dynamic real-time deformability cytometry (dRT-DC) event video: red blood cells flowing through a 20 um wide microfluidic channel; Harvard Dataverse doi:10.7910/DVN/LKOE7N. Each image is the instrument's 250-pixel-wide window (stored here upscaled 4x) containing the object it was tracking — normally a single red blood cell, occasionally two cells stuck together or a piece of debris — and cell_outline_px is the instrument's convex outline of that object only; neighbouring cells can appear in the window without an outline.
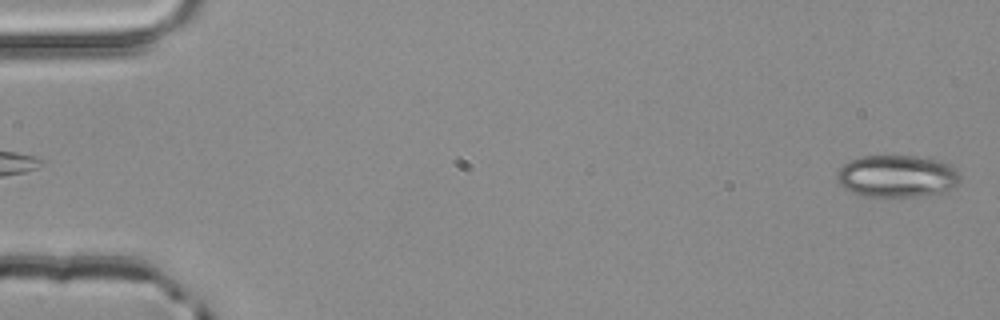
{"species": "common noctule bat (a hibernating species)", "species_latin": "Nyctalus noctula", "temperature_condition": "room temperature", "stored_images_in_passage": 4, "camera_frame_rate_fps": 3000, "um_per_image_px": 0.085, "animal": {"sex": "male", "body_mass_g": 20.4}, "frame": {"image": 1, "passage_image": 4, "time_ms": 1.0, "image_size_px": [1000, 320], "cell_outline_px": [[960, 180], [956, 184], [940, 192], [920, 196], [864, 196], [852, 192], [840, 184], [836, 176], [836, 172], [844, 164], [852, 160], [864, 156], [916, 156], [940, 160], [952, 164], [960, 172]], "centroid_in_image_um": [76.27, 14.96], "position_along_channel_um": 8.7, "area_um2": 30.11}}